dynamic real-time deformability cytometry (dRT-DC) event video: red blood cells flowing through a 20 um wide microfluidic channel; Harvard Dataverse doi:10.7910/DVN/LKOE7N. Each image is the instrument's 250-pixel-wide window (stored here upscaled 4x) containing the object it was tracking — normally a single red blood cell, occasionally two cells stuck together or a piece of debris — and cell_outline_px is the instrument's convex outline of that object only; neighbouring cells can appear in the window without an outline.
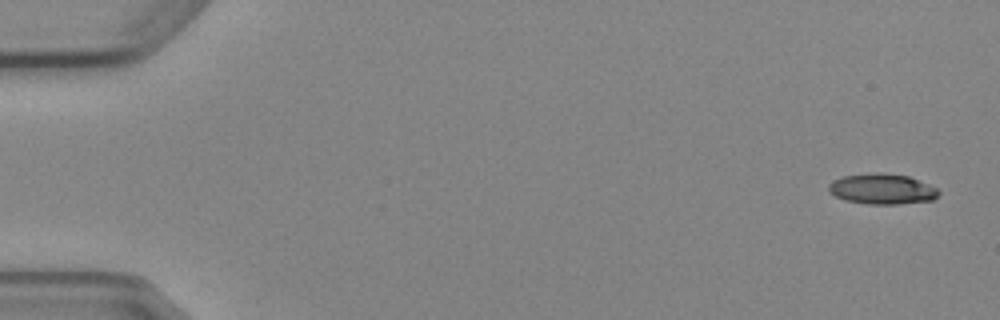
{"species": "Egyptian fruit bat (a non-hibernating species)", "species_latin": "Rousettus aegyptiacus", "temperature_condition": "cold", "stored_images_in_passage": 5, "camera_frame_rate_fps": 3000, "um_per_image_px": 0.085, "animal": {"sex": "female"}, "frame": {"image": 1, "passage_image": 1, "time_ms": 0.0, "image_size_px": [1000, 320], "cell_outline_px": [[940, 192], [932, 200], [896, 204], [868, 204], [844, 200], [828, 192], [828, 184], [832, 180], [844, 176], [876, 172], [880, 172], [908, 176], [928, 184], [936, 188]], "centroid_in_image_um": [74.93, 16.06], "position_along_channel_um": 10.1, "area_um2": 19.48}}
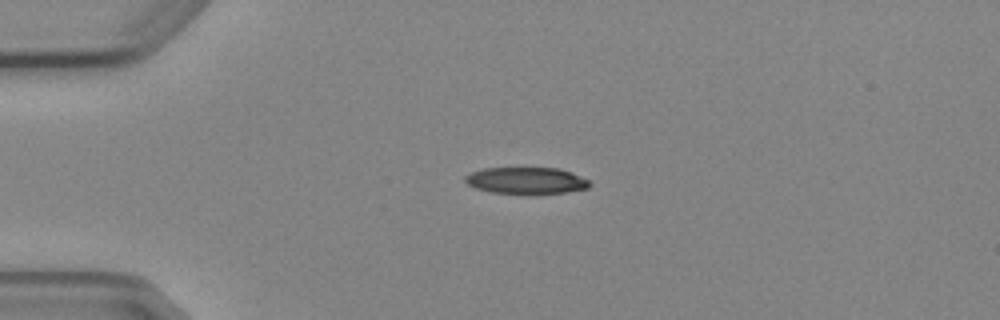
{"frame": {"image": 2, "passage_image": 4, "time_ms": 3.667, "image_size_px": [1000, 320], "cell_outline_px": [[592, 184], [588, 188], [568, 192], [528, 196], [492, 192], [476, 188], [468, 184], [464, 180], [464, 176], [472, 172], [484, 168], [560, 168], [572, 172], [588, 180]], "centroid_in_image_um": [44.76, 15.38], "position_along_channel_um": 40.2, "area_um2": 19.94}}